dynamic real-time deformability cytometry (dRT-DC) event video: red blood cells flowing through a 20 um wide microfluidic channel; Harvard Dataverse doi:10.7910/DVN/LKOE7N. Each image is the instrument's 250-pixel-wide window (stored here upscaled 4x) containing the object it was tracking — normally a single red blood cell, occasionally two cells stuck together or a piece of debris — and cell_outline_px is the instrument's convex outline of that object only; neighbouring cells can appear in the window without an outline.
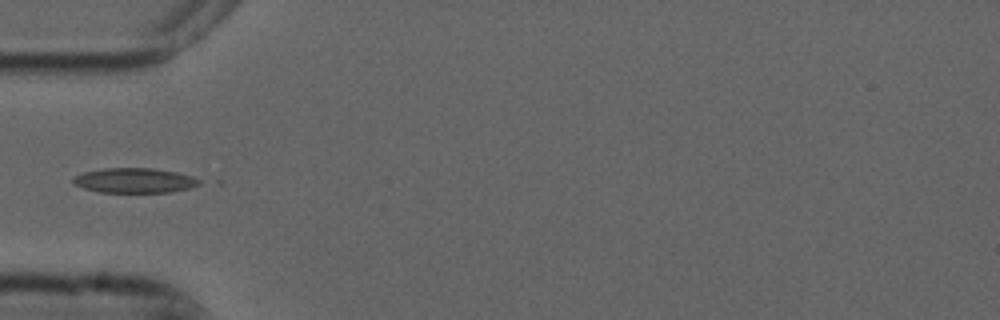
{"species": "common noctule bat (a hibernating species)", "species_latin": "Nyctalus noctula", "temperature_condition": "cold", "stored_images_in_passage": 5, "camera_frame_rate_fps": 3000, "um_per_image_px": 0.085, "animal": {"sex": "male", "forearm_length_mm": 52.5}, "frame": {"image": 1, "passage_image": 4, "time_ms": 1.0, "image_size_px": [1000, 320], "cell_outline_px": [[200, 184], [188, 188], [172, 192], [100, 192], [84, 188], [72, 184], [72, 180], [76, 176], [84, 172], [104, 168], [152, 168], [176, 172], [192, 176], [200, 180]], "centroid_in_image_um": [11.42, 15.34], "position_along_channel_um": 73.6, "area_um2": 18.15}}
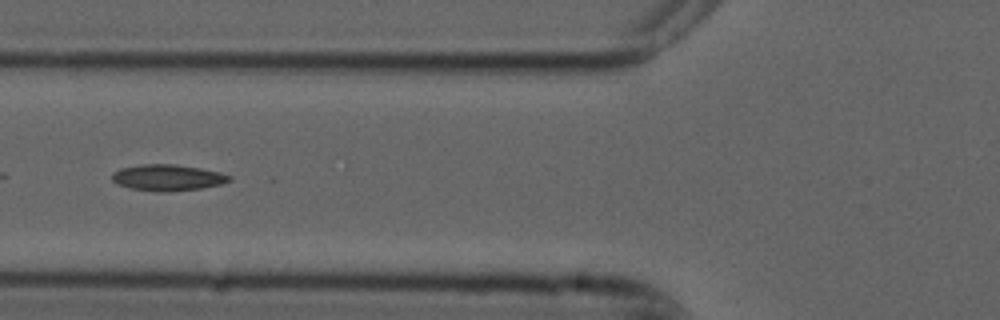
{"frame": {"image": 2, "passage_image": 5, "time_ms": 1.333, "image_size_px": [1000, 320], "cell_outline_px": [[232, 180], [220, 184], [200, 188], [128, 188], [116, 184], [112, 180], [112, 172], [120, 168], [140, 164], [176, 164], [200, 168], [220, 172], [232, 176]], "centroid_in_image_um": [14.24, 15.02], "position_along_channel_um": 111.6, "area_um2": 16.94}}